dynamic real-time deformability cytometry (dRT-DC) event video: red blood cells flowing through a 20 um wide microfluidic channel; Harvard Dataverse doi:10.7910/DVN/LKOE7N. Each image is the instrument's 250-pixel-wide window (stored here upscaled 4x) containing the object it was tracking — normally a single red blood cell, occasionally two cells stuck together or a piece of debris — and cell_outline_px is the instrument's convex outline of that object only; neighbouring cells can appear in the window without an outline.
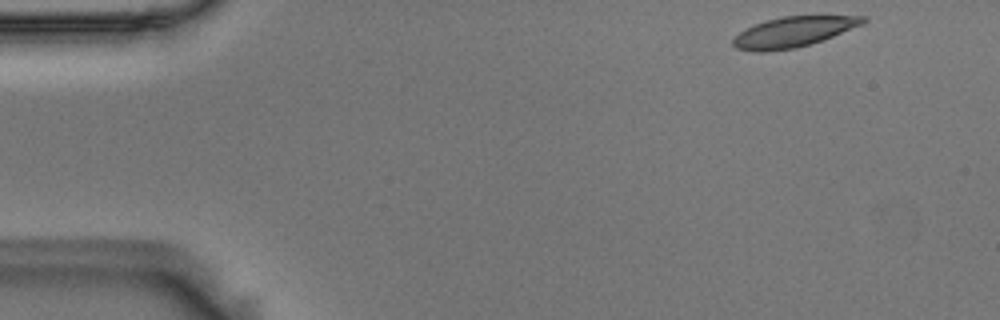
{"species": "Egyptian fruit bat (a non-hibernating species)", "species_latin": "Rousettus aegyptiacus", "temperature_condition": "room temperature", "stored_images_in_passage": 51, "camera_frame_rate_fps": 3000, "um_per_image_px": 0.085, "animal": {"sex": "male"}, "frame": {"image": 1, "passage_image": 1, "time_ms": 0.0, "image_size_px": [1000, 320], "cell_outline_px": [[868, 20], [864, 24], [812, 44], [796, 48], [764, 52], [752, 52], [736, 48], [732, 44], [732, 40], [740, 32], [756, 24], [780, 16], [868, 16]], "centroid_in_image_um": [67.46, 2.72], "position_along_channel_um": 17.5, "area_um2": 22.95}}
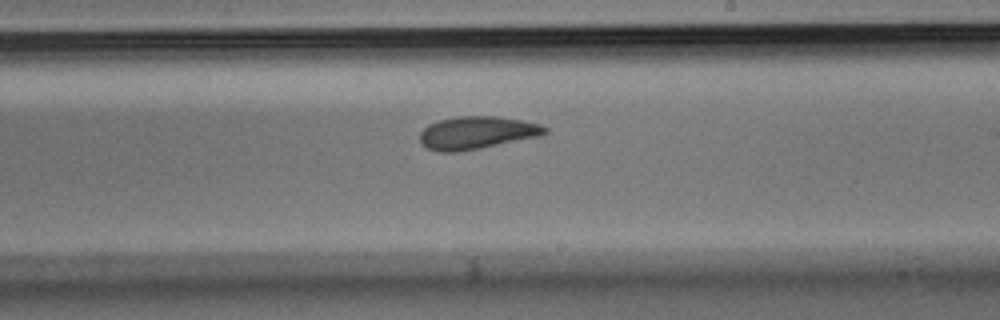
{"frame": {"image": 2, "passage_image": 28, "time_ms": 9.0, "image_size_px": [1000, 320], "cell_outline_px": [[548, 132], [544, 136], [480, 148], [456, 152], [440, 152], [428, 148], [420, 140], [420, 132], [428, 124], [440, 120], [456, 116], [496, 116], [524, 120], [540, 124], [548, 128]], "centroid_in_image_um": [40.6, 11.27], "position_along_channel_um": 248.4, "area_um2": 24.04}}
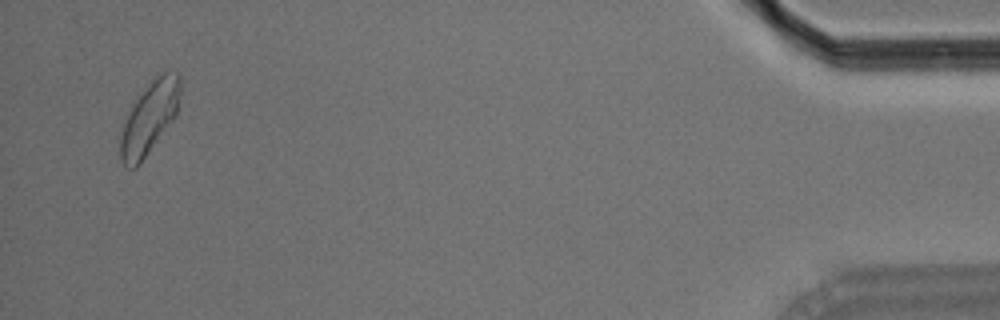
{"frame": {"image": 3, "passage_image": 49, "time_ms": 16.0, "image_size_px": [1000, 320], "cell_outline_px": [[180, 92], [176, 116], [136, 168], [128, 168], [124, 164], [120, 156], [120, 136], [124, 120], [136, 96], [156, 76], [164, 72], [180, 72]], "centroid_in_image_um": [12.69, 9.99], "position_along_channel_um": 422.5, "area_um2": 25.09}, "authors_computed_cell_mechanics": {"area_um2": 23.6402, "velocity_mm_per_s": 3.6433, "shape_relaxation_time_tau1_ms": 6.4795, "shape_relaxation_time_tau2_ms": 3.6214, "deformation_change_tau1": 0.153, "deformation_change_tau2": 0.0944}}